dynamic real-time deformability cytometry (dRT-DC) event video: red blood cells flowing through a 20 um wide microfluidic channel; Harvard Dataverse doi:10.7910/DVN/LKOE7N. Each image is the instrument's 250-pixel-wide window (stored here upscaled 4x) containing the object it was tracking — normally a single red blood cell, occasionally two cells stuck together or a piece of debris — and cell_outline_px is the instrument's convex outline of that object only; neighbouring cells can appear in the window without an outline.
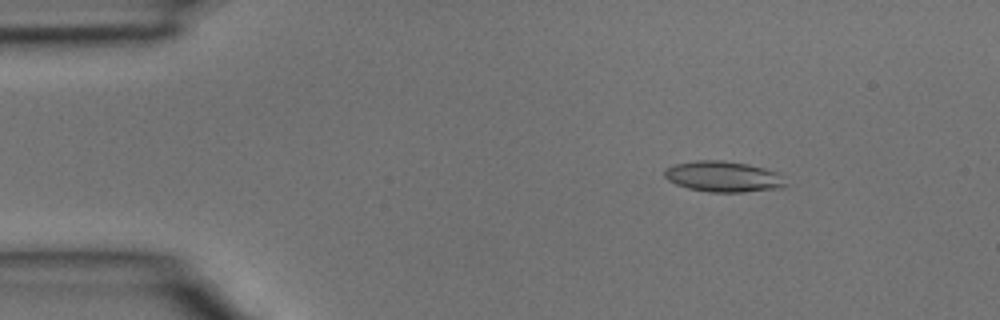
{"species": "common noctule bat (a hibernating species)", "species_latin": "Nyctalus noctula", "temperature_condition": "room temperature", "stored_images_in_passage": 4, "camera_frame_rate_fps": 3000, "um_per_image_px": 0.085, "animal": {"sex": "male", "body_mass_g": 15.6}, "frame": {"image": 1, "passage_image": 1, "time_ms": 0.0, "image_size_px": [1000, 320], "cell_outline_px": [[788, 188], [744, 192], [708, 192], [688, 188], [676, 184], [668, 180], [664, 176], [664, 168], [676, 164], [696, 160], [724, 160], [748, 164], [780, 172], [788, 184]], "centroid_in_image_um": [61.55, 15.01], "position_along_channel_um": 23.4, "area_um2": 22.2}}
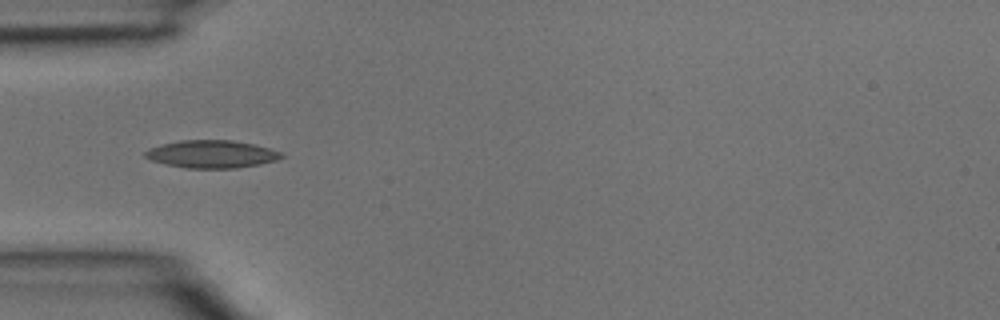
{"frame": {"image": 2, "passage_image": 3, "time_ms": 0.667, "image_size_px": [1000, 320], "cell_outline_px": [[284, 156], [276, 160], [260, 164], [236, 168], [188, 168], [164, 164], [152, 160], [144, 156], [144, 152], [148, 148], [180, 140], [232, 140], [252, 144], [268, 148], [280, 152]], "centroid_in_image_um": [17.96, 13.1], "position_along_channel_um": 67.0, "area_um2": 21.79}}